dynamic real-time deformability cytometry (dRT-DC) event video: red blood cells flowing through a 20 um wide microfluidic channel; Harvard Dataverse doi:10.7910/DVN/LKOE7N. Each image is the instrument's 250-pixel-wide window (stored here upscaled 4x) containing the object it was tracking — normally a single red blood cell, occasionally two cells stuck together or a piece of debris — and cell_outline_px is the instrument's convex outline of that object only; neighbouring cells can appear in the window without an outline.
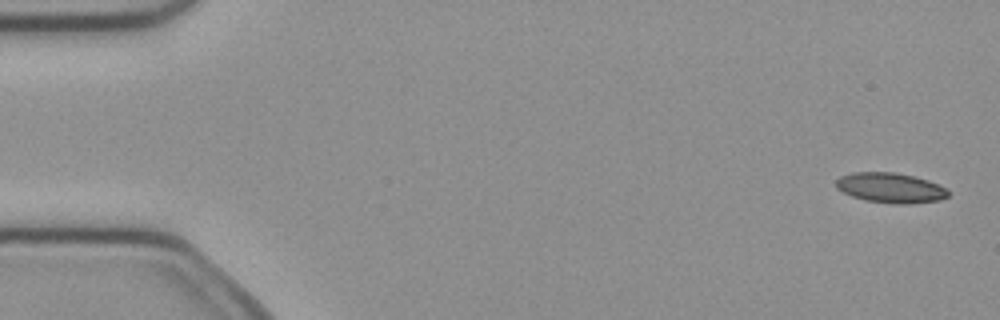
{"species": "common noctule bat (a hibernating species)", "species_latin": "Nyctalus noctula", "temperature_condition": "cold", "stored_images_in_passage": 5, "camera_frame_rate_fps": 3000, "um_per_image_px": 0.085, "animal": {"sex": "female", "body_mass_g": 21.9}, "frame": {"image": 1, "passage_image": 1, "time_ms": 0.0, "image_size_px": [1000, 320], "cell_outline_px": [[948, 196], [940, 200], [908, 204], [896, 204], [864, 200], [852, 196], [836, 188], [836, 180], [840, 176], [852, 172], [892, 172], [912, 176], [928, 180], [948, 188]], "centroid_in_image_um": [75.69, 15.97], "position_along_channel_um": 9.3, "area_um2": 19.65}}
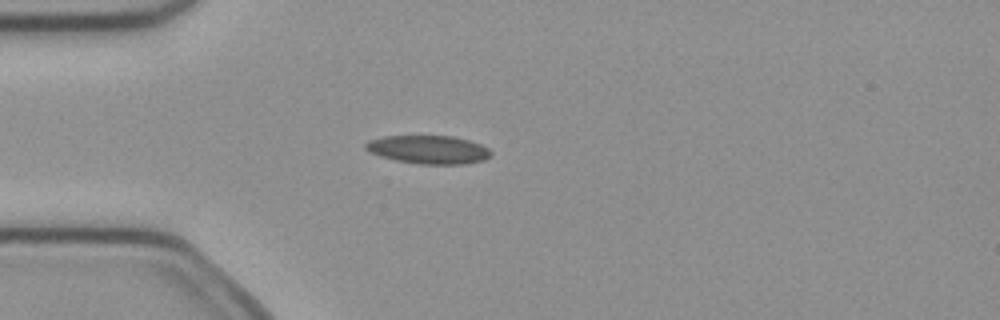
{"frame": {"image": 2, "passage_image": 4, "time_ms": 1.0, "image_size_px": [1000, 320], "cell_outline_px": [[492, 156], [484, 160], [464, 164], [420, 164], [396, 160], [380, 156], [368, 152], [364, 148], [364, 144], [368, 140], [384, 136], [452, 136], [468, 140], [480, 144], [488, 148], [492, 152]], "centroid_in_image_um": [36.41, 12.72], "position_along_channel_um": 48.6, "area_um2": 20.81}}